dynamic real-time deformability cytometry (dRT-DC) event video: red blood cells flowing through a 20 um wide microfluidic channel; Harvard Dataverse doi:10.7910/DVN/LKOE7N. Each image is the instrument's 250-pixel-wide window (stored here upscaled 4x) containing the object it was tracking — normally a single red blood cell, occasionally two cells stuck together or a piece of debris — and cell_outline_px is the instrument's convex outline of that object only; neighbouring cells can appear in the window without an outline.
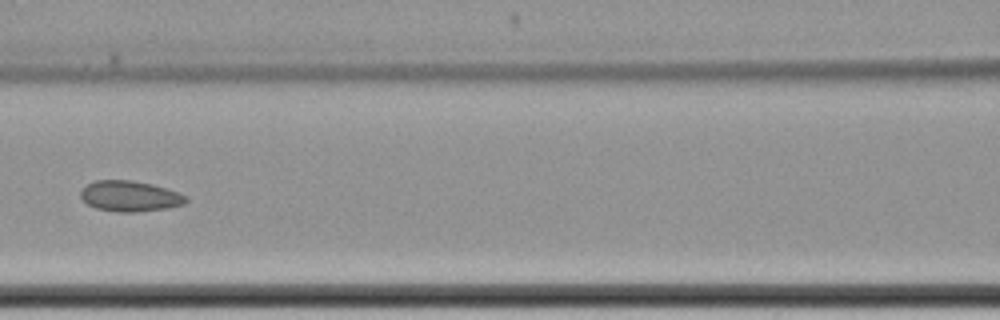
{"species": "common noctule bat (a hibernating species)", "species_latin": "Nyctalus noctula", "temperature_condition": "cold", "stored_images_in_passage": 12, "camera_frame_rate_fps": 3000, "um_per_image_px": 0.085, "animal": {"sex": "female", "body_mass_g": 22.7, "forearm_length_mm": 54.2}, "frame": {"image": 1, "passage_image": 9, "time_ms": 10.667, "image_size_px": [1000, 320], "cell_outline_px": [[188, 200], [184, 204], [168, 208], [136, 212], [116, 212], [96, 208], [88, 204], [80, 196], [80, 192], [88, 184], [96, 180], [132, 180], [152, 184], [188, 196]], "centroid_in_image_um": [11.05, 16.68], "position_along_channel_um": 155.5, "area_um2": 18.73}}
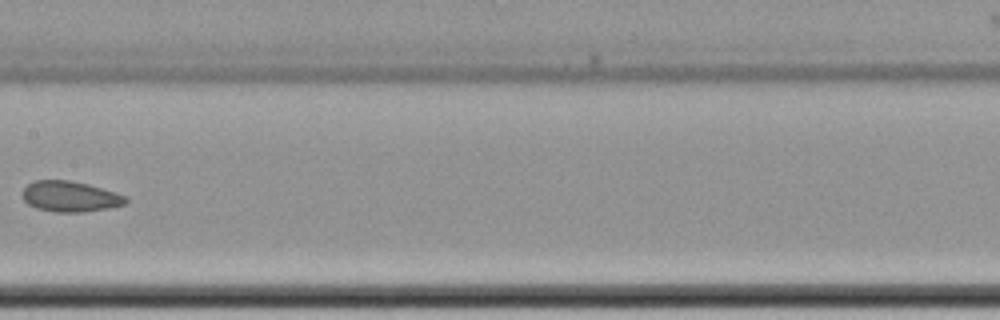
{"frame": {"image": 2, "passage_image": 10, "time_ms": 12.0, "image_size_px": [1000, 320], "cell_outline_px": [[128, 204], [108, 208], [84, 212], [56, 212], [36, 208], [28, 204], [24, 200], [20, 192], [28, 184], [36, 180], [68, 180], [88, 184], [116, 192], [128, 196]], "centroid_in_image_um": [5.98, 16.7], "position_along_channel_um": 201.4, "area_um2": 18.67}}
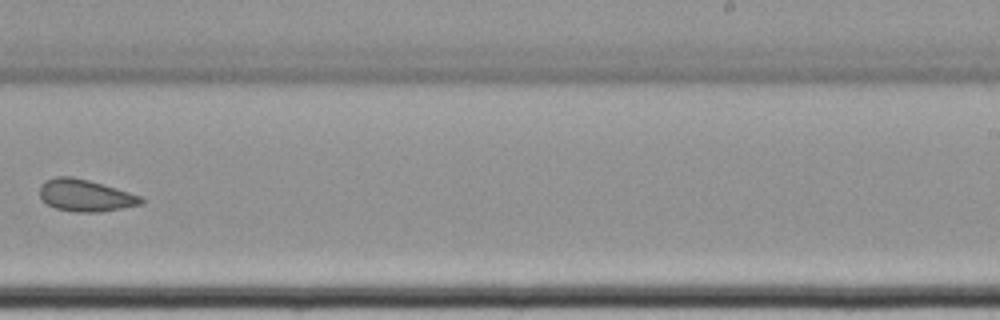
{"frame": {"image": 3, "passage_image": 12, "time_ms": 14.333, "image_size_px": [1000, 320], "cell_outline_px": [[144, 204], [100, 212], [76, 212], [56, 208], [48, 204], [40, 196], [40, 184], [44, 180], [56, 176], [72, 176], [88, 180], [128, 192], [140, 196], [144, 200]], "centroid_in_image_um": [7.24, 16.61], "position_along_channel_um": 281.8, "area_um2": 18.79}}